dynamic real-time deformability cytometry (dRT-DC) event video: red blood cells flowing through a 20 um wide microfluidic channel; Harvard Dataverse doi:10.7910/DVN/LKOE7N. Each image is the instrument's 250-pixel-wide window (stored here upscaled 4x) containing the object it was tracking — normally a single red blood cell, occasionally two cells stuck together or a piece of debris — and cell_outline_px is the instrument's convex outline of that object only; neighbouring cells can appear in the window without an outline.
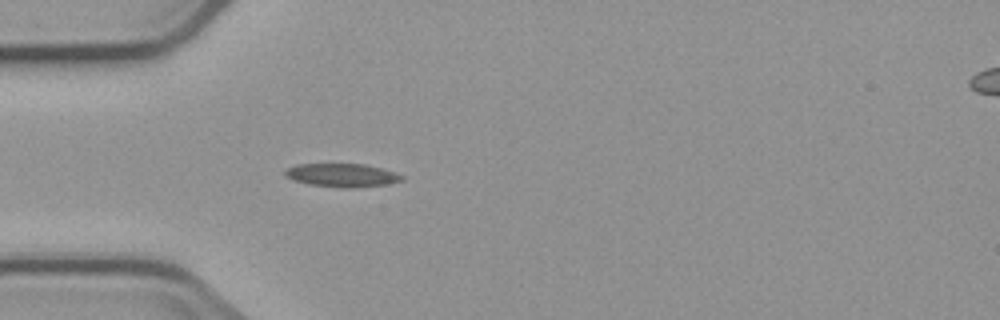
{"species": "common noctule bat (a hibernating species)", "species_latin": "Nyctalus noctula", "temperature_condition": "cold", "stored_images_in_passage": 1, "camera_frame_rate_fps": 3000, "um_per_image_px": 0.085, "animal": {"sex": "male", "body_mass_g": 23.1, "forearm_length_mm": 52.7}, "frame": {"image": 1, "passage_image": 1, "time_ms": 0.0, "image_size_px": [1000, 320], "cell_outline_px": [[404, 180], [384, 184], [352, 188], [344, 188], [308, 184], [292, 180], [284, 172], [288, 168], [296, 164], [364, 164], [380, 168], [404, 176]], "centroid_in_image_um": [29.05, 14.89], "position_along_channel_um": 56.0, "area_um2": 15.66}}